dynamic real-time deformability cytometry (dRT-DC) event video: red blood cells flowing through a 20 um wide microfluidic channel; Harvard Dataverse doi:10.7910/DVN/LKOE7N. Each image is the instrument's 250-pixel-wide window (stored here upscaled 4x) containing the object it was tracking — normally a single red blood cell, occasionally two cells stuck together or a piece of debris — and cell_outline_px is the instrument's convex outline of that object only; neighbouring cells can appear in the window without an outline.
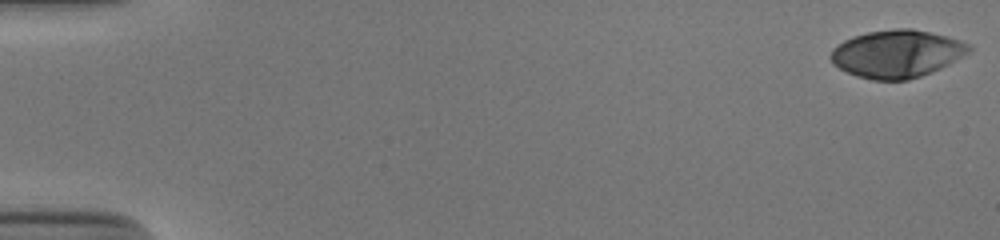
{"species": "human", "species_latin": "Homo sapiens", "temperature_condition": "cold", "stored_images_in_passage": 53, "camera_frame_rate_fps": 3000, "um_per_image_px": 0.085, "donor": {"sex": "male"}, "frame": {"image": 1, "passage_image": 1, "time_ms": 0.0, "image_size_px": [1000, 240], "cell_outline_px": [[972, 48], [968, 52], [948, 64], [932, 72], [908, 80], [872, 80], [856, 76], [832, 64], [828, 56], [832, 48], [844, 40], [852, 36], [868, 32], [896, 28], [912, 28], [948, 36], [972, 44]], "centroid_in_image_um": [76.21, 4.56], "position_along_channel_um": 8.8, "area_um2": 38.55}}
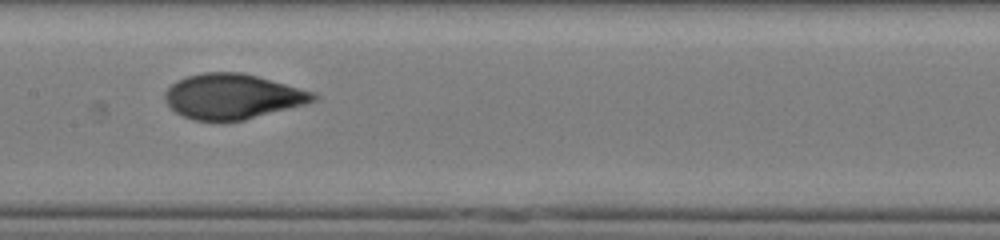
{"frame": {"image": 2, "passage_image": 28, "time_ms": 9.0, "image_size_px": [1000, 240], "cell_outline_px": [[320, 96], [316, 100], [308, 104], [244, 120], [224, 124], [220, 124], [196, 120], [184, 116], [176, 112], [168, 104], [164, 96], [164, 92], [176, 80], [188, 76], [204, 72], [240, 72], [256, 76], [316, 92]], "centroid_in_image_um": [19.8, 8.23], "position_along_channel_um": 187.6, "area_um2": 39.65}}
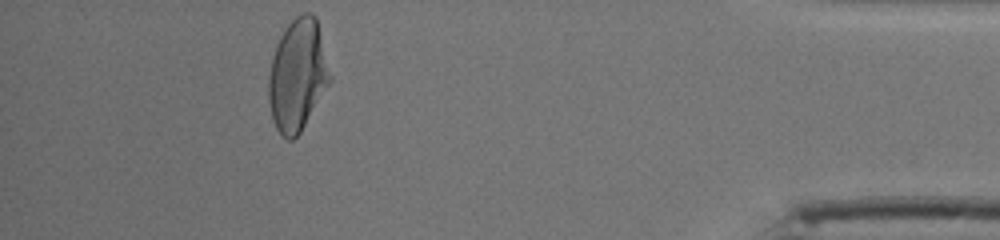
{"frame": {"image": 3, "passage_image": 49, "time_ms": 16.0, "image_size_px": [1000, 240], "cell_outline_px": [[332, 80], [300, 132], [292, 140], [288, 140], [280, 136], [276, 128], [272, 116], [268, 100], [268, 76], [276, 44], [284, 28], [296, 16], [304, 12], [312, 12], [316, 16], [332, 76]], "centroid_in_image_um": [25.3, 6.37], "position_along_channel_um": 409.9, "area_um2": 40.17}, "authors_computed_cell_mechanics": {"area_um2": 38.8416, "velocity_mm_per_s": 3.8651, "shape_relaxation_time_tau1_ms": 4.9279, "shape_relaxation_time_tau2_ms": 0.8873, "deformation_change_tau1": 0.2191, "deformation_change_tau2": 0.0491}}